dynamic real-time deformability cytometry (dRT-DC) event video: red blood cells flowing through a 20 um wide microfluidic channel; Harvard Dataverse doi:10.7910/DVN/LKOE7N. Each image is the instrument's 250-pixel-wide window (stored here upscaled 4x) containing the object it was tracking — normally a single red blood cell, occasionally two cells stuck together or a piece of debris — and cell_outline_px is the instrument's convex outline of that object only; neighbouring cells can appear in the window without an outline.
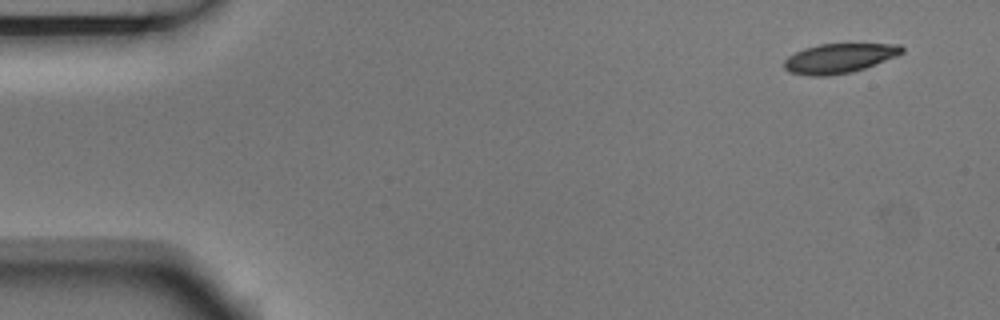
{"species": "Egyptian fruit bat (a non-hibernating species)", "species_latin": "Rousettus aegyptiacus", "temperature_condition": "room temperature", "stored_images_in_passage": 4, "camera_frame_rate_fps": 3000, "um_per_image_px": 0.085, "animal": {"sex": "male"}, "frame": {"image": 1, "passage_image": 1, "time_ms": 0.0, "image_size_px": [1000, 320], "cell_outline_px": [[904, 52], [896, 56], [864, 68], [852, 72], [828, 76], [808, 76], [788, 72], [784, 68], [784, 60], [788, 56], [804, 48], [820, 44], [900, 44], [904, 48]], "centroid_in_image_um": [71.3, 4.96], "position_along_channel_um": 13.7, "area_um2": 20.29}}
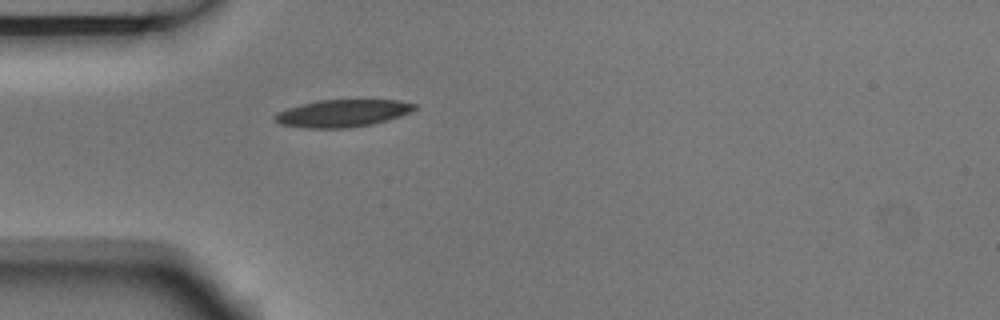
{"frame": {"image": 2, "passage_image": 4, "time_ms": 1.0, "image_size_px": [1000, 320], "cell_outline_px": [[416, 108], [400, 116], [388, 120], [372, 124], [348, 128], [300, 128], [280, 124], [272, 120], [272, 116], [276, 112], [300, 104], [320, 100], [400, 100], [416, 104]], "centroid_in_image_um": [29.05, 9.63], "position_along_channel_um": 56.0, "area_um2": 22.43}}